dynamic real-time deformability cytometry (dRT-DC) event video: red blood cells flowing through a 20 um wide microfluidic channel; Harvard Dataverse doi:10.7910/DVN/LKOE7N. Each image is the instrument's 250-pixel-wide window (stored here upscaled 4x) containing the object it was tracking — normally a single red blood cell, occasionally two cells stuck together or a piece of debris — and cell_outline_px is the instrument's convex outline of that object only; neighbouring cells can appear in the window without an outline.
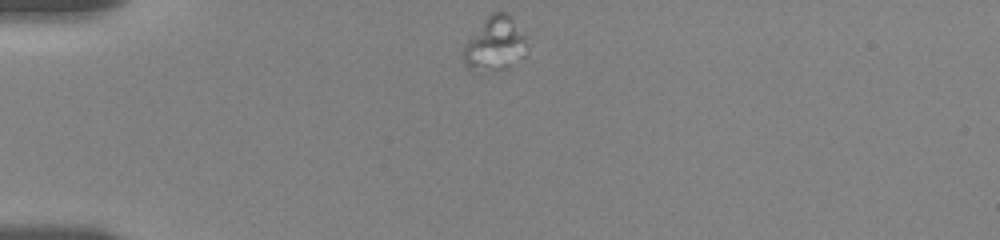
{"species": "human", "species_latin": "Homo sapiens", "temperature_condition": "room temperature", "stored_images_in_passage": 2, "camera_frame_rate_fps": 3000, "um_per_image_px": 0.085, "donor": {"sex": "female"}, "frame": {"image": 1, "passage_image": 1, "time_ms": 0.0, "image_size_px": [1000, 240], "cell_outline_px": [[524, 56], [500, 68], [480, 72], [472, 72], [468, 68], [460, 52], [468, 40], [484, 20], [492, 12], [508, 12], [524, 36]], "centroid_in_image_um": [41.99, 3.73], "position_along_channel_um": 43.0, "area_um2": 19.31}}